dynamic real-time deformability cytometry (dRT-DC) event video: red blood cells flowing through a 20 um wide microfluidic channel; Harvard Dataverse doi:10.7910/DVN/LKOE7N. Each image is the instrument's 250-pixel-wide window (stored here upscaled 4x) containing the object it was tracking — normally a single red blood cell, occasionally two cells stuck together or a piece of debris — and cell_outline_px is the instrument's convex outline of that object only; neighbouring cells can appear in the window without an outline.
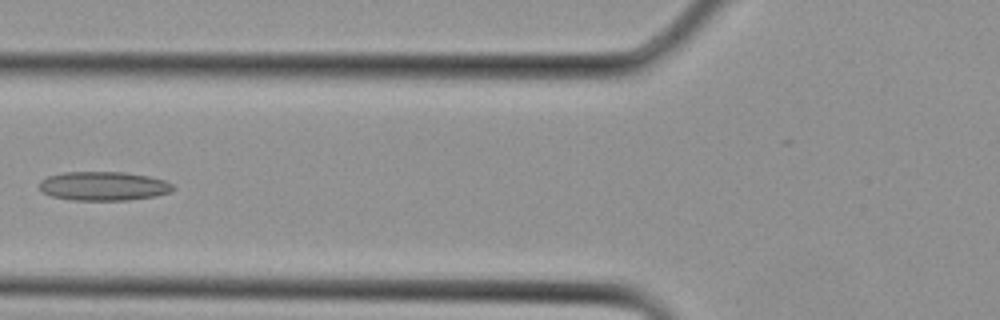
{"species": "Egyptian fruit bat (a non-hibernating species)", "species_latin": "Rousettus aegyptiacus", "temperature_condition": "cold", "stored_images_in_passage": 7, "camera_frame_rate_fps": 3000, "um_per_image_px": 0.085, "animal": {"sex": "female"}, "frame": {"image": 1, "passage_image": 6, "time_ms": 1.667, "image_size_px": [1000, 320], "cell_outline_px": [[172, 192], [156, 196], [128, 200], [72, 200], [52, 196], [44, 192], [40, 188], [40, 180], [48, 176], [64, 172], [124, 172], [148, 176], [164, 180], [172, 184]], "centroid_in_image_um": [8.81, 15.81], "position_along_channel_um": 117.0, "area_um2": 22.48}}